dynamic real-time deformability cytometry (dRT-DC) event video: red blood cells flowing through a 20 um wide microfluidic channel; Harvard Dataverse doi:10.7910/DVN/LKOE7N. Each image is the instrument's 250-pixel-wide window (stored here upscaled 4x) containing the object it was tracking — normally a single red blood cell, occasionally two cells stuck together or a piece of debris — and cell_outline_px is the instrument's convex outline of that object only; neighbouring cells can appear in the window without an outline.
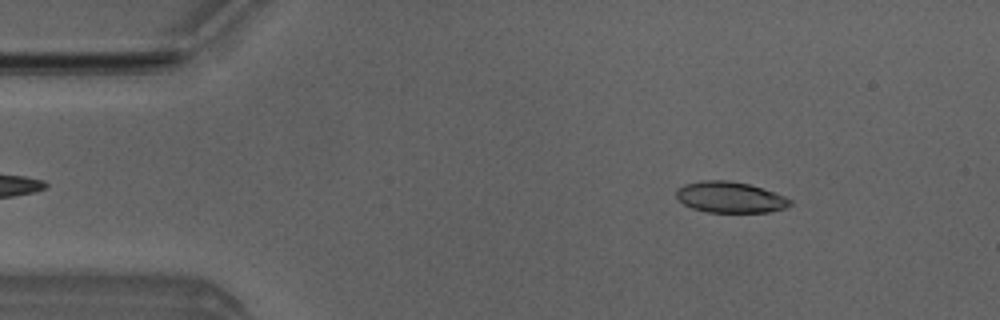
{"species": "Egyptian fruit bat (a non-hibernating species)", "species_latin": "Rousettus aegyptiacus", "temperature_condition": "room temperature", "stored_images_in_passage": 2, "camera_frame_rate_fps": 3000, "um_per_image_px": 0.085, "animal": {"sex": "male"}, "frame": {"image": 1, "passage_image": 1, "time_ms": 0.0, "image_size_px": [1000, 320], "cell_outline_px": [[792, 204], [788, 208], [768, 212], [708, 212], [692, 208], [684, 204], [676, 196], [676, 188], [684, 184], [700, 180], [728, 180], [748, 184], [784, 196], [792, 200]], "centroid_in_image_um": [62.05, 16.76], "position_along_channel_um": 23.0, "area_um2": 20.58}}